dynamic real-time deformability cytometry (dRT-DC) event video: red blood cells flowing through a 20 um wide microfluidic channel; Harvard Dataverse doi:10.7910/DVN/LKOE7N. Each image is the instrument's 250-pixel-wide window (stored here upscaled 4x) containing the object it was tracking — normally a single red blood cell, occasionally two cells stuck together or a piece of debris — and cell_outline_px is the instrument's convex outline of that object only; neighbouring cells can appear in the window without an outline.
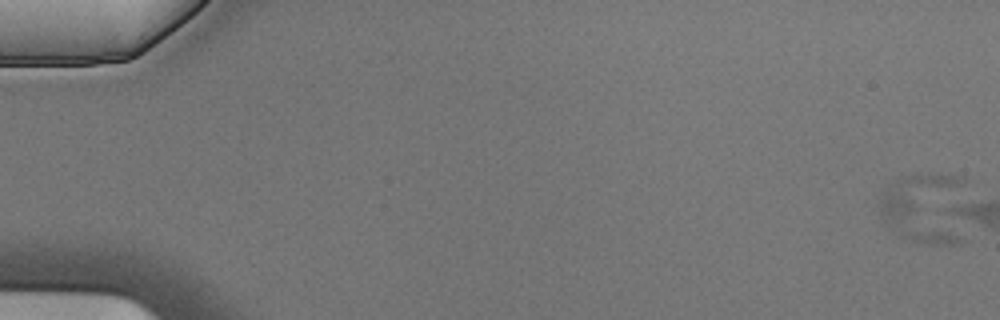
{"species": "Egyptian fruit bat (a non-hibernating species)", "species_latin": "Rousettus aegyptiacus", "temperature_condition": "cold", "stored_images_in_passage": 7, "camera_frame_rate_fps": 3000, "um_per_image_px": 0.085, "animal": {"sex": "male"}, "frame": {"image": 1, "passage_image": 1, "time_ms": 0.0, "image_size_px": [1000, 320], "cell_outline_px": [[964, 240], [956, 244], [920, 244], [908, 240], [900, 236], [880, 220], [880, 192], [888, 184], [900, 176], [964, 176]], "centroid_in_image_um": [78.64, 17.74], "position_along_channel_um": 6.4, "area_um2": 37.28}}